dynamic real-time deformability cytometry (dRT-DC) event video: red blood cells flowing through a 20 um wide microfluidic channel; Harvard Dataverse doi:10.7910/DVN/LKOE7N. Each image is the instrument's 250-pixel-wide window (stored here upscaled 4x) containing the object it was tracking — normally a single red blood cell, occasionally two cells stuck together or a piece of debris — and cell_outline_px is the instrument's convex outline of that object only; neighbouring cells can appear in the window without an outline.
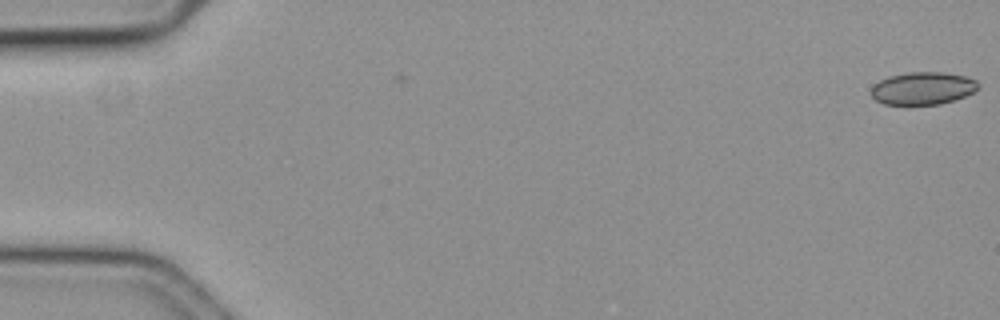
{"species": "common noctule bat (a hibernating species)", "species_latin": "Nyctalus noctula", "temperature_condition": "cold", "stored_images_in_passage": 18, "camera_frame_rate_fps": 3000, "um_per_image_px": 0.085, "animal": {"sex": "female", "body_mass_g": 19.3, "forearm_length_mm": 54.1}, "frame": {"image": 1, "passage_image": 1, "time_ms": 0.0, "image_size_px": [1000, 320], "cell_outline_px": [[980, 88], [956, 100], [940, 104], [884, 104], [876, 100], [872, 96], [872, 88], [880, 80], [888, 76], [908, 72], [940, 72], [964, 76], [976, 80], [980, 84]], "centroid_in_image_um": [78.47, 7.5], "position_along_channel_um": 6.5, "area_um2": 20.23}}
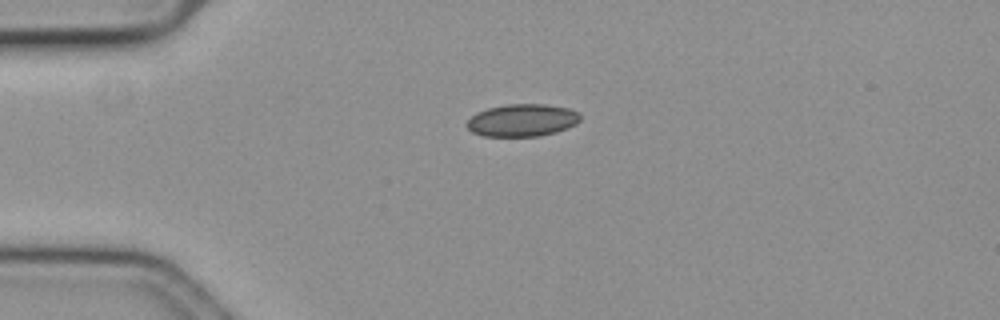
{"frame": {"image": 2, "passage_image": 15, "time_ms": 4.667, "image_size_px": [1000, 320], "cell_outline_px": [[580, 120], [576, 124], [568, 128], [556, 132], [540, 136], [484, 136], [472, 132], [464, 124], [476, 112], [488, 108], [508, 104], [544, 104], [568, 108], [580, 112]], "centroid_in_image_um": [44.4, 10.22], "position_along_channel_um": 40.6, "area_um2": 21.56}}